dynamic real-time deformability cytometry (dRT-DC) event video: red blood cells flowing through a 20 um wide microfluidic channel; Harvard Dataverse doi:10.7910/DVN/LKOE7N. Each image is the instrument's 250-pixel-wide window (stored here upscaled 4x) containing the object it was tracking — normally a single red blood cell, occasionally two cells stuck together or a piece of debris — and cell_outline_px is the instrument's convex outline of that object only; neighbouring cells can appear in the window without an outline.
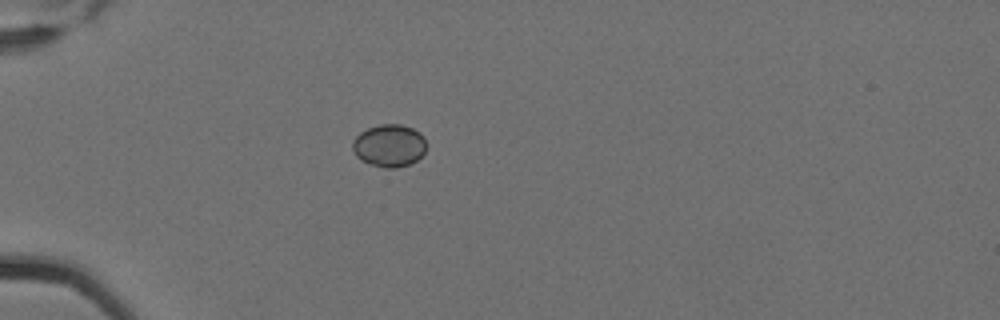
{"species": "Egyptian fruit bat (a non-hibernating species)", "species_latin": "Rousettus aegyptiacus", "temperature_condition": "cold", "stored_images_in_passage": 13, "camera_frame_rate_fps": 3000, "um_per_image_px": 0.085, "animal": {"sex": "female"}, "frame": {"image": 1, "passage_image": 2, "time_ms": 0.333, "image_size_px": [1000, 320], "cell_outline_px": [[428, 144], [424, 152], [416, 160], [408, 164], [396, 168], [384, 168], [368, 164], [360, 160], [356, 156], [352, 148], [352, 140], [360, 132], [368, 128], [380, 124], [400, 124], [412, 128], [420, 132], [424, 136]], "centroid_in_image_um": [33.08, 12.37], "position_along_channel_um": 51.9, "area_um2": 18.55}}
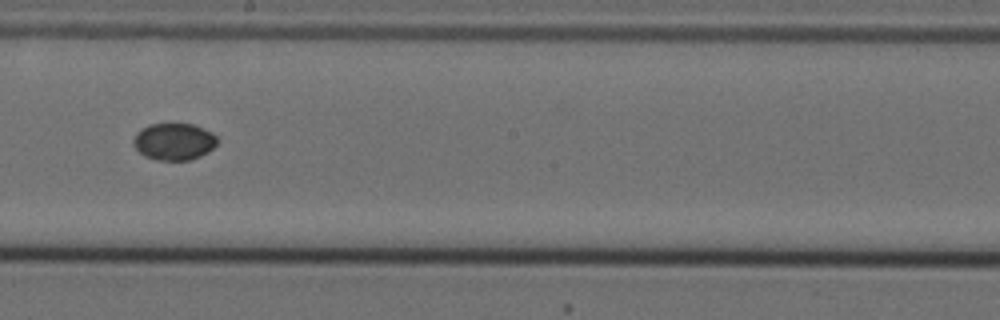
{"frame": {"image": 2, "passage_image": 7, "time_ms": 2.0, "image_size_px": [1000, 320], "cell_outline_px": [[216, 144], [208, 152], [200, 156], [188, 160], [156, 160], [144, 156], [132, 144], [132, 140], [136, 132], [140, 128], [148, 124], [192, 124], [212, 132], [216, 136]], "centroid_in_image_um": [14.74, 12.03], "position_along_channel_um": 233.5, "area_um2": 18.09}}
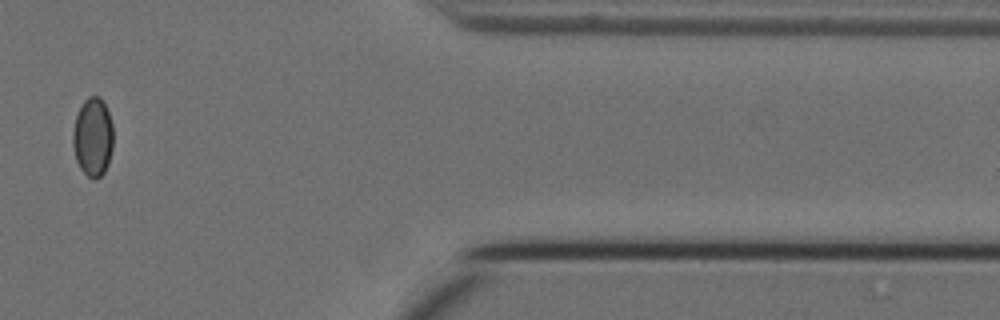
{"frame": {"image": 3, "passage_image": 11, "time_ms": 3.333, "image_size_px": [1000, 320], "cell_outline_px": [[112, 148], [108, 164], [104, 172], [96, 180], [92, 180], [80, 168], [76, 160], [72, 144], [72, 132], [76, 116], [84, 100], [88, 96], [100, 96], [108, 112], [112, 124]], "centroid_in_image_um": [7.88, 11.66], "position_along_channel_um": 403.5, "area_um2": 18.55}}